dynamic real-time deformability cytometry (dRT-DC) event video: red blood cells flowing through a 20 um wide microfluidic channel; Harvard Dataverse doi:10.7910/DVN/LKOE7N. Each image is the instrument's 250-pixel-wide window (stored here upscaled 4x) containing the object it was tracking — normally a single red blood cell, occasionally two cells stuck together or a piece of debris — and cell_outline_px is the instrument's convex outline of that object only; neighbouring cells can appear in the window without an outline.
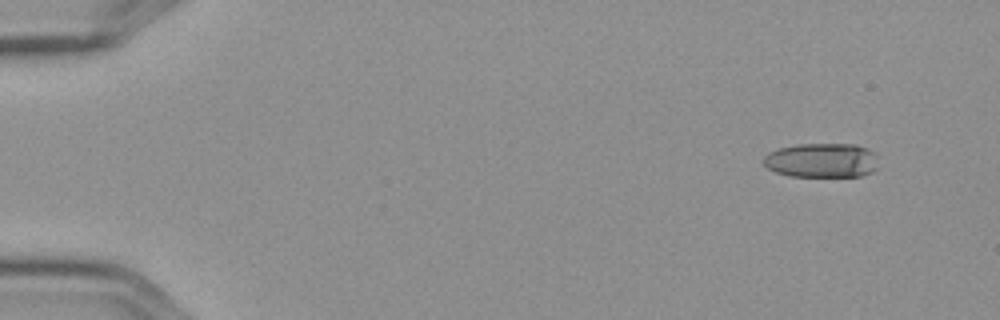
{"species": "Egyptian fruit bat (a non-hibernating species)", "species_latin": "Rousettus aegyptiacus", "temperature_condition": "cold", "stored_images_in_passage": 7, "camera_frame_rate_fps": 3000, "um_per_image_px": 0.085, "frame": {"image": 1, "passage_image": 1, "time_ms": 0.0, "image_size_px": [1000, 320], "cell_outline_px": [[880, 168], [872, 172], [860, 176], [788, 176], [776, 172], [768, 168], [764, 164], [764, 156], [768, 152], [780, 148], [796, 144], [856, 144], [868, 148], [876, 156]], "centroid_in_image_um": [69.89, 13.63], "position_along_channel_um": 15.1, "area_um2": 23.29}}
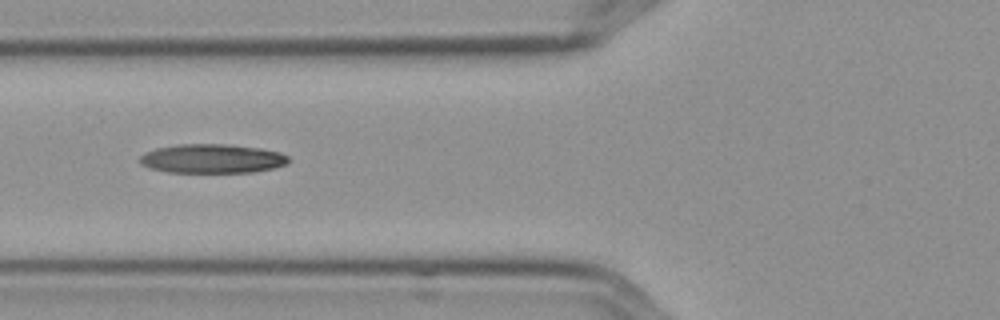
{"frame": {"image": 2, "passage_image": 6, "time_ms": 1.667, "image_size_px": [1000, 320], "cell_outline_px": [[288, 164], [272, 168], [252, 172], [168, 172], [148, 168], [140, 164], [140, 156], [144, 152], [156, 148], [176, 144], [228, 144], [260, 148], [280, 152], [288, 156]], "centroid_in_image_um": [18.0, 13.48], "position_along_channel_um": 107.8, "area_um2": 25.32}}
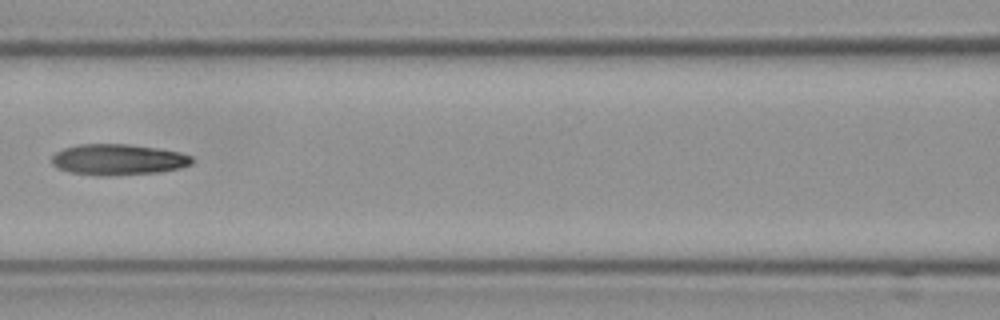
{"frame": {"image": 3, "passage_image": 7, "time_ms": 2.0, "image_size_px": [1000, 320], "cell_outline_px": [[196, 160], [192, 164], [180, 168], [160, 172], [72, 172], [56, 168], [52, 164], [52, 156], [56, 152], [64, 148], [80, 144], [128, 144], [156, 148], [180, 152], [192, 156]], "centroid_in_image_um": [10.1, 13.5], "position_along_channel_um": 156.5, "area_um2": 24.04}}